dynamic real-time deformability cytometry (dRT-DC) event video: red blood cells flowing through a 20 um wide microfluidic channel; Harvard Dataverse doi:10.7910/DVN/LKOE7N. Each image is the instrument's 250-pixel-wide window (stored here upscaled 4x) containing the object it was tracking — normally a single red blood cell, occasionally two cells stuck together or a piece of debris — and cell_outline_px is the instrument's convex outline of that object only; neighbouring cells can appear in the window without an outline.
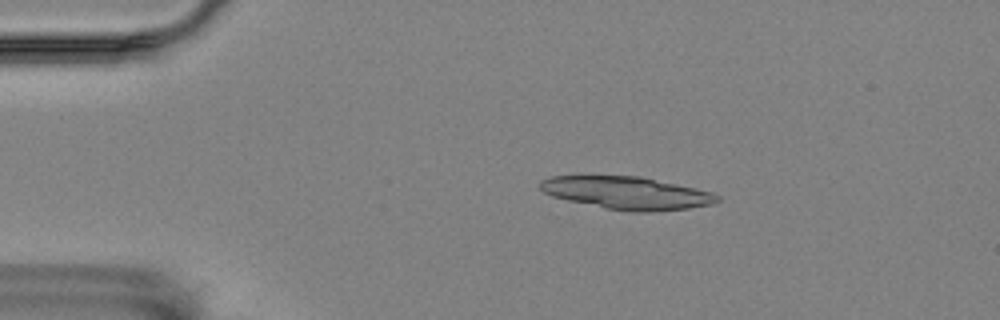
{"species": "Egyptian fruit bat (a non-hibernating species)", "species_latin": "Rousettus aegyptiacus", "temperature_condition": "room temperature", "stored_images_in_passage": 54, "camera_frame_rate_fps": 3000, "um_per_image_px": 0.085, "animal": {"sex": "female"}, "frame": {"image": 1, "passage_image": 9, "time_ms": 2.667, "image_size_px": [1000, 320], "cell_outline_px": [[720, 200], [712, 204], [688, 208], [648, 212], [632, 212], [604, 208], [568, 200], [552, 196], [544, 192], [540, 188], [540, 180], [552, 176], [580, 172], [584, 172], [640, 176], [712, 192], [720, 196]], "centroid_in_image_um": [53.16, 16.34], "position_along_channel_um": 31.8, "area_um2": 34.8}, "authors_computed_cell_mechanics": {"area_um2": 26.4435, "velocity_mm_per_s": 3.5311, "shape_relaxation_time_tau1_ms": null, "shape_relaxation_time_tau2_ms": 2.4628, "deformation_change_tau1": null, "deformation_change_tau2": 0.1177}}